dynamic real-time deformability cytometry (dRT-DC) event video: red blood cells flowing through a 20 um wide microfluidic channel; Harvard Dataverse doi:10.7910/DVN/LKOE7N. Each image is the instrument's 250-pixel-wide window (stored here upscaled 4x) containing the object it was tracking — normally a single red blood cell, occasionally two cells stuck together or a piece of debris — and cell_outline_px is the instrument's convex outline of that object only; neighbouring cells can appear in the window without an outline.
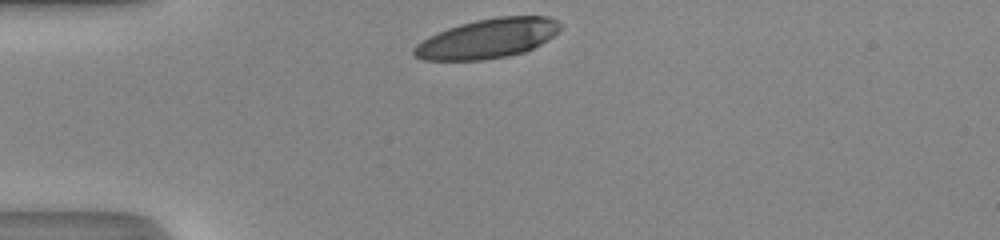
{"species": "human", "species_latin": "Homo sapiens", "temperature_condition": "room temperature", "stored_images_in_passage": 28, "camera_frame_rate_fps": 3000, "um_per_image_px": 0.085, "donor": {"sex": "male"}, "frame": {"image": 1, "passage_image": 1, "time_ms": 0.0, "image_size_px": [1000, 240], "cell_outline_px": [[560, 28], [548, 40], [524, 52], [508, 56], [484, 60], [424, 60], [412, 56], [412, 48], [416, 44], [428, 36], [436, 32], [460, 24], [476, 20], [500, 16], [548, 16], [556, 20], [560, 24]], "centroid_in_image_um": [41.4, 3.28], "position_along_channel_um": 43.6, "area_um2": 33.76}}
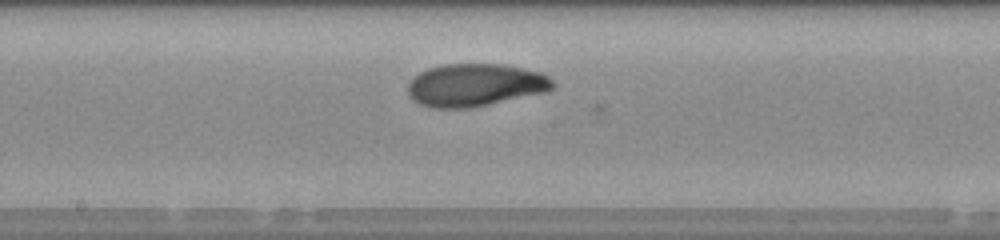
{"frame": {"image": 2, "passage_image": 15, "time_ms": 4.667, "image_size_px": [1000, 240], "cell_outline_px": [[556, 88], [548, 92], [468, 108], [432, 108], [420, 104], [412, 100], [408, 96], [408, 84], [420, 72], [428, 68], [444, 64], [504, 64], [540, 72], [548, 76], [556, 84]], "centroid_in_image_um": [40.42, 7.23], "position_along_channel_um": 207.8, "area_um2": 36.24}}
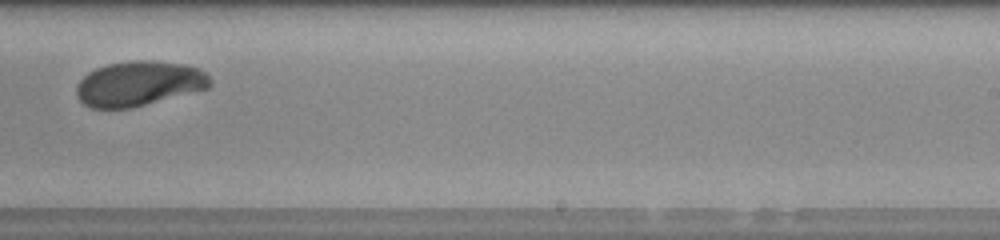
{"frame": {"image": 3, "passage_image": 20, "time_ms": 6.333, "image_size_px": [1000, 240], "cell_outline_px": [[212, 84], [208, 88], [132, 108], [92, 108], [84, 104], [76, 96], [76, 84], [88, 72], [96, 68], [108, 64], [132, 60], [148, 60], [184, 64], [200, 68], [212, 80]], "centroid_in_image_um": [11.8, 7.1], "position_along_channel_um": 277.2, "area_um2": 35.03}, "authors_computed_cell_mechanics": {"area_um2": 35.6915, "velocity_mm_per_s": 4.1771, "shape_relaxation_time_tau1_ms": 4.0576, "shape_relaxation_time_tau2_ms": 0.9197, "deformation_change_tau1": 0.1694, "deformation_change_tau2": 0.0516}}